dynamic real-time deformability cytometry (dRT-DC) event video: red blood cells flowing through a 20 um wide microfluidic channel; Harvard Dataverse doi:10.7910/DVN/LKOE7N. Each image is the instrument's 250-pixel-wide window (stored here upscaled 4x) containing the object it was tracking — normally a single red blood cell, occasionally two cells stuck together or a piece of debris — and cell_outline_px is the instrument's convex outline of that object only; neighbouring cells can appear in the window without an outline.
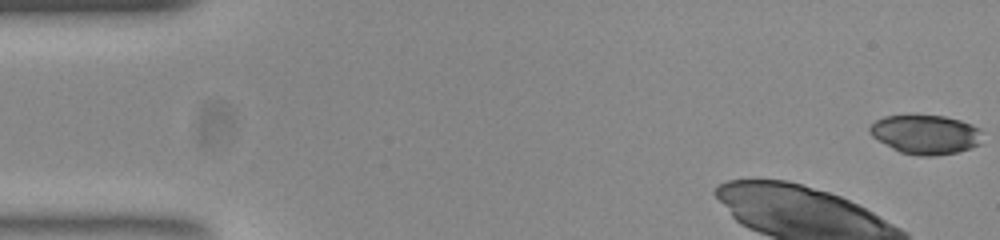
{"species": "common noctule bat (a hibernating species)", "species_latin": "Nyctalus noctula", "temperature_condition": "room temperature", "stored_images_in_passage": 16, "camera_frame_rate_fps": 3000, "um_per_image_px": 0.085, "animal": {"sex": "female", "body_mass_g": 23.0, "forearm_length_mm": 53.4}, "frame": {"image": 1, "passage_image": 1, "time_ms": 0.0, "image_size_px": [1000, 240], "cell_outline_px": [[984, 132], [980, 144], [972, 148], [956, 152], [932, 156], [920, 156], [900, 152], [892, 148], [872, 136], [868, 132], [868, 128], [876, 120], [884, 116], [944, 116], [960, 120], [972, 124], [980, 128]], "centroid_in_image_um": [78.72, 11.43], "position_along_channel_um": 6.3, "area_um2": 25.78}}
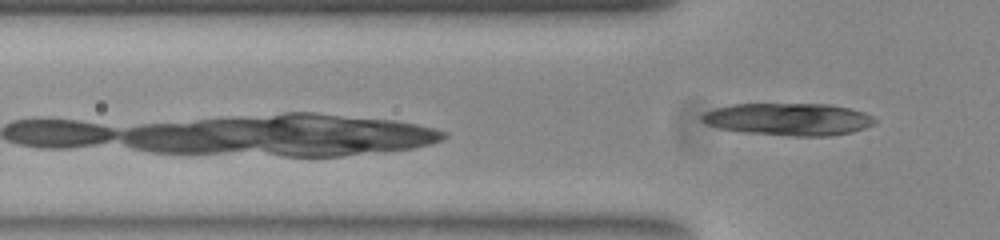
{"frame": {"image": 2, "passage_image": 16, "time_ms": 5.0, "image_size_px": [1000, 240], "cell_outline_px": [[876, 124], [852, 132], [828, 136], [792, 136], [744, 132], [720, 128], [708, 124], [700, 120], [700, 116], [704, 112], [716, 108], [732, 104], [832, 104], [852, 108], [864, 112], [872, 116], [876, 120]], "centroid_in_image_um": [67.06, 10.13], "position_along_channel_um": 58.7, "area_um2": 32.71}}